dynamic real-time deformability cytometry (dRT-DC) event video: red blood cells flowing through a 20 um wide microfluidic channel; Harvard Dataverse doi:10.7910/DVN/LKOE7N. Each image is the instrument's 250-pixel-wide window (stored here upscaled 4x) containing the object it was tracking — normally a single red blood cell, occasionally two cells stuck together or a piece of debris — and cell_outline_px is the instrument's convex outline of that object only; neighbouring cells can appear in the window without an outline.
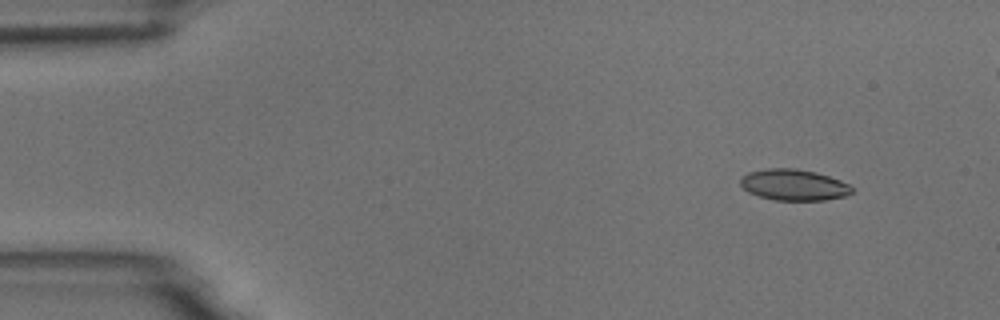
{"species": "common noctule bat (a hibernating species)", "species_latin": "Nyctalus noctula", "temperature_condition": "room temperature", "stored_images_in_passage": 5, "camera_frame_rate_fps": 3000, "um_per_image_px": 0.085, "animal": {"sex": "male", "body_mass_g": 18.8}, "frame": {"image": 1, "passage_image": 1, "time_ms": 0.0, "image_size_px": [1000, 320], "cell_outline_px": [[852, 192], [848, 196], [824, 200], [776, 200], [760, 196], [748, 192], [740, 184], [740, 176], [748, 172], [768, 168], [796, 168], [816, 172], [840, 180], [848, 184], [852, 188]], "centroid_in_image_um": [67.46, 15.71], "position_along_channel_um": 17.5, "area_um2": 20.29}}